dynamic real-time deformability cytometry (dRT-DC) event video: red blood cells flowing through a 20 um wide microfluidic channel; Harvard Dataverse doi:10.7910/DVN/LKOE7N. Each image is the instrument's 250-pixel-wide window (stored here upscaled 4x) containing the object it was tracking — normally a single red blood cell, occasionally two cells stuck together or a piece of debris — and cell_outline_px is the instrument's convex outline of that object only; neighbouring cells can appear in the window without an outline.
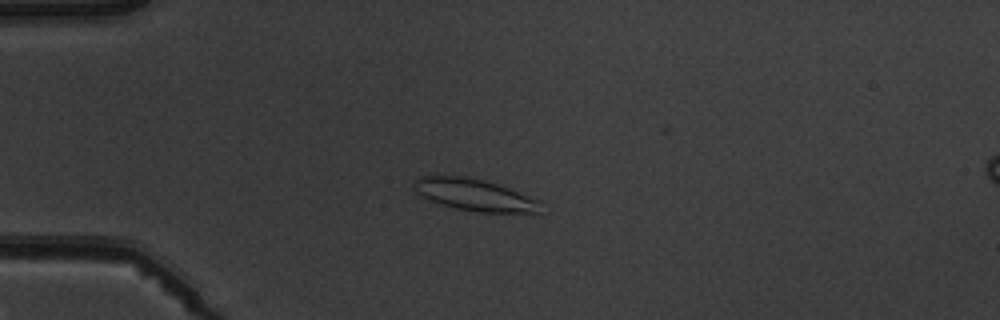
{"species": "common noctule bat (a hibernating species)", "species_latin": "Nyctalus noctula", "temperature_condition": "warm", "stored_images_in_passage": 4, "camera_frame_rate_fps": 3000, "um_per_image_px": 0.085, "animal": {"sex": "male", "body_mass_g": 19.5, "forearm_length_mm": 54.6}, "frame": {"image": 1, "passage_image": 3, "time_ms": 2.333, "image_size_px": [1000, 320], "cell_outline_px": [[540, 212], [480, 212], [456, 208], [428, 200], [416, 192], [412, 184], [420, 176], [432, 172], [468, 176], [484, 180], [508, 188], [540, 200]], "centroid_in_image_um": [40.22, 16.5], "position_along_channel_um": 44.8, "area_um2": 23.93}}